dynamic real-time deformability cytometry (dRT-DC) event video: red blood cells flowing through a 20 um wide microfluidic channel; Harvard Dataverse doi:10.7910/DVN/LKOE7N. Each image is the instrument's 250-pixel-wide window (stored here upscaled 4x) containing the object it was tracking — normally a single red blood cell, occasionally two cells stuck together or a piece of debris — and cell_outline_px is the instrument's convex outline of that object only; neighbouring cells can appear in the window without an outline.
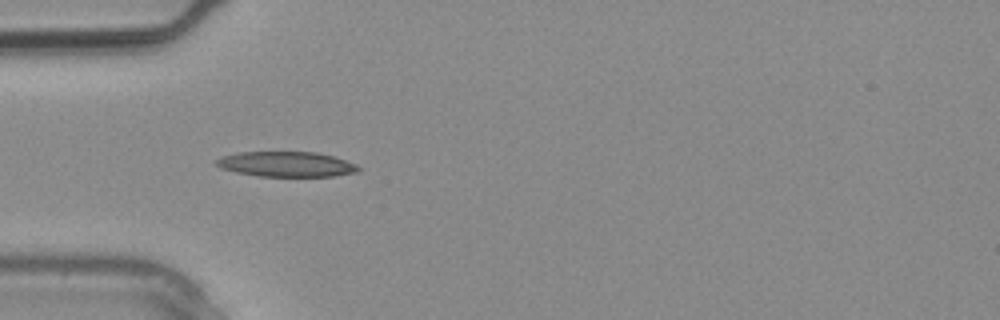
{"species": "common noctule bat (a hibernating species)", "species_latin": "Nyctalus noctula", "temperature_condition": "warm", "stored_images_in_passage": 2, "camera_frame_rate_fps": 3000, "um_per_image_px": 0.085, "animal": {"sex": "male", "body_mass_g": 20.4}, "frame": {"image": 1, "passage_image": 2, "time_ms": 0.333, "image_size_px": [1000, 320], "cell_outline_px": [[360, 168], [356, 172], [336, 176], [260, 176], [236, 172], [220, 168], [216, 164], [216, 160], [224, 156], [240, 152], [316, 152], [332, 156], [356, 164]], "centroid_in_image_um": [24.35, 13.96], "position_along_channel_um": 60.7, "area_um2": 20.58}}